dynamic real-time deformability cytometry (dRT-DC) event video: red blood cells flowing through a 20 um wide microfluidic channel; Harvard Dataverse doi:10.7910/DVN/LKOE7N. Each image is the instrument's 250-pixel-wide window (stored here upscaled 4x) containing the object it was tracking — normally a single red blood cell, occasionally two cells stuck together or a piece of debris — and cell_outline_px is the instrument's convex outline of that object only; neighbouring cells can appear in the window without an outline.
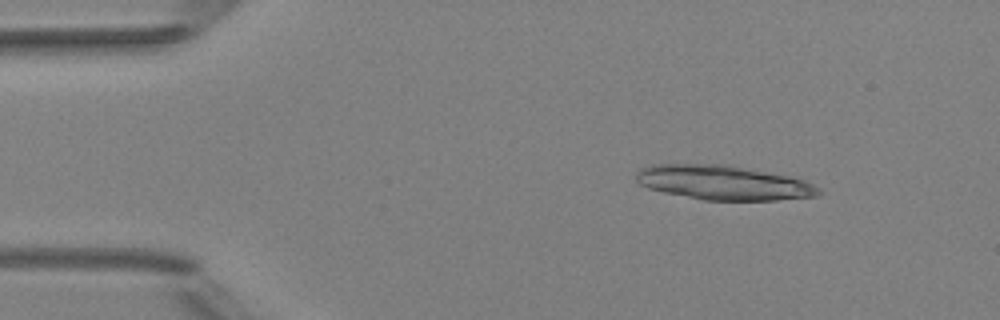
{"species": "Egyptian fruit bat (a non-hibernating species)", "species_latin": "Rousettus aegyptiacus", "temperature_condition": "room temperature", "stored_images_in_passage": 4, "camera_frame_rate_fps": 3000, "um_per_image_px": 0.085, "animal": {"sex": "female"}, "frame": {"image": 1, "passage_image": 2, "time_ms": 1.333, "image_size_px": [1000, 320], "cell_outline_px": [[824, 192], [820, 196], [776, 200], [704, 200], [664, 192], [648, 188], [640, 184], [636, 180], [636, 172], [640, 168], [652, 164], [724, 164], [788, 176], [804, 180], [820, 188]], "centroid_in_image_um": [61.5, 15.53], "position_along_channel_um": 23.5, "area_um2": 36.65}}